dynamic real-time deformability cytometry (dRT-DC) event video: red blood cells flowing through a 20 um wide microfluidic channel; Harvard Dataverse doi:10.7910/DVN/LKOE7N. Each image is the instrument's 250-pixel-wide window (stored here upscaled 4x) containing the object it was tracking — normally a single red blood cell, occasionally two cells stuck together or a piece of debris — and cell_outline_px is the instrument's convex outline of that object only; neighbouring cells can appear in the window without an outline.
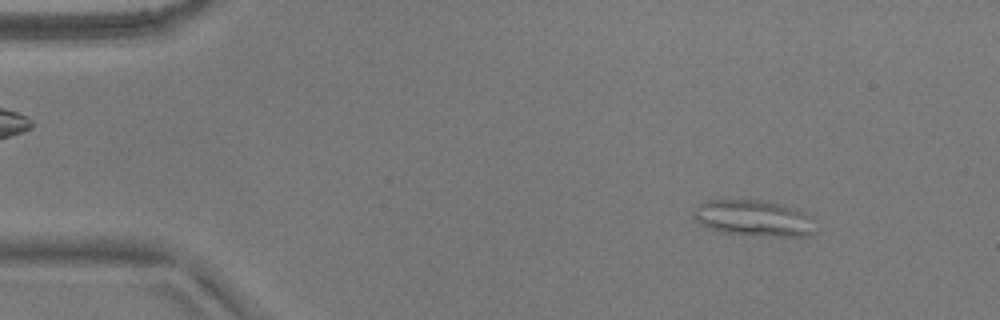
{"species": "common noctule bat (a hibernating species)", "species_latin": "Nyctalus noctula", "temperature_condition": "warm", "stored_images_in_passage": 53, "camera_frame_rate_fps": 3000, "um_per_image_px": 0.085, "animal": {"sex": "male", "body_mass_g": 17.9}, "frame": {"image": 1, "passage_image": 6, "time_ms": 1.667, "image_size_px": [1000, 320], "cell_outline_px": [[816, 232], [808, 236], [752, 236], [720, 232], [696, 220], [692, 216], [696, 204], [708, 200], [760, 200], [800, 208], [808, 216]], "centroid_in_image_um": [64.06, 18.54], "position_along_channel_um": 20.9, "area_um2": 25.72}}
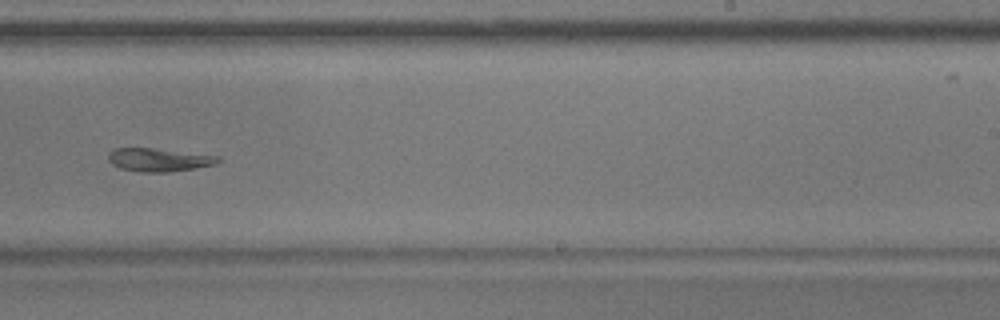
{"frame": {"image": 2, "passage_image": 33, "time_ms": 10.667, "image_size_px": [1000, 320], "cell_outline_px": [[220, 160], [216, 164], [196, 168], [168, 172], [140, 172], [120, 168], [112, 164], [108, 160], [108, 156], [116, 148], [152, 148], [220, 156]], "centroid_in_image_um": [13.52, 13.59], "position_along_channel_um": 275.5, "area_um2": 14.74}}
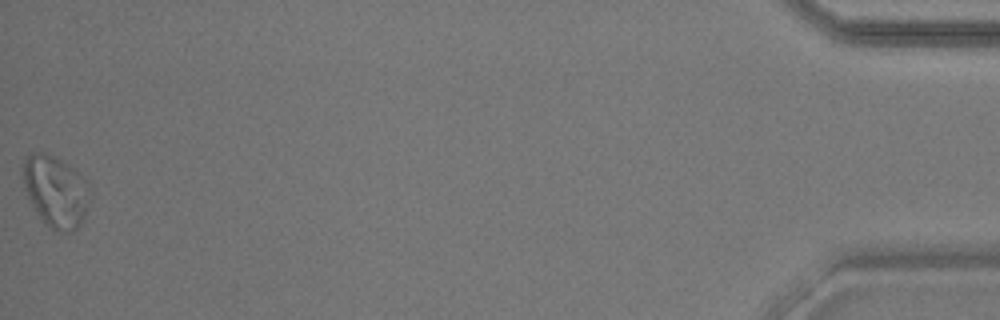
{"frame": {"image": 3, "passage_image": 53, "time_ms": 17.333, "image_size_px": [1000, 320], "cell_outline_px": [[92, 192], [84, 220], [72, 232], [68, 232], [52, 228], [36, 212], [28, 196], [24, 184], [24, 156], [32, 152], [44, 152], [60, 160], [72, 168], [84, 180]], "centroid_in_image_um": [4.75, 16.26], "position_along_channel_um": 430.4, "area_um2": 27.34}}